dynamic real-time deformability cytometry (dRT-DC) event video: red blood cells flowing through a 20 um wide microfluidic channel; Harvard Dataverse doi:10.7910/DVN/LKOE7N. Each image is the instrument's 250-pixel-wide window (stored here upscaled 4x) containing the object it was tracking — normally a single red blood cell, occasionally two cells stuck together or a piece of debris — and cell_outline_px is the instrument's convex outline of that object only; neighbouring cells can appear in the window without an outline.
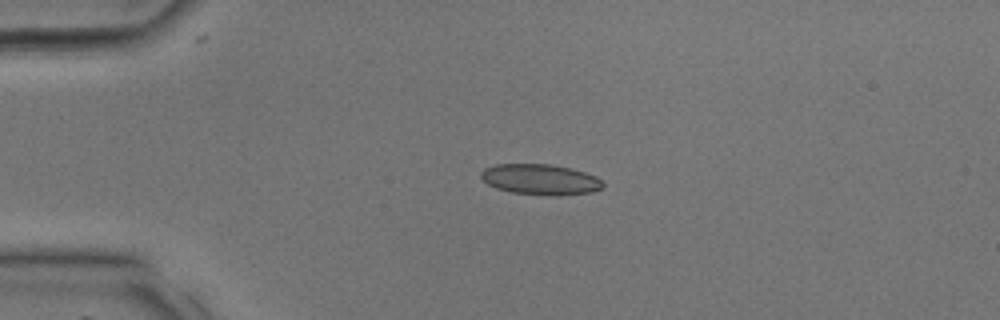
{"species": "common noctule bat (a hibernating species)", "species_latin": "Nyctalus noctula", "temperature_condition": "room temperature", "stored_images_in_passage": 29, "camera_frame_rate_fps": 3000, "um_per_image_px": 0.085, "animal": {"sex": "male", "body_mass_g": 17.9, "forearm_length_mm": 54.2}, "frame": {"image": 1, "passage_image": 1, "time_ms": 0.0, "image_size_px": [1000, 320], "cell_outline_px": [[604, 188], [592, 192], [556, 196], [548, 196], [512, 192], [496, 188], [488, 184], [480, 176], [480, 172], [484, 168], [496, 164], [552, 164], [572, 168], [596, 176], [604, 184]], "centroid_in_image_um": [45.95, 15.25], "position_along_channel_um": 39.1, "area_um2": 21.96}}
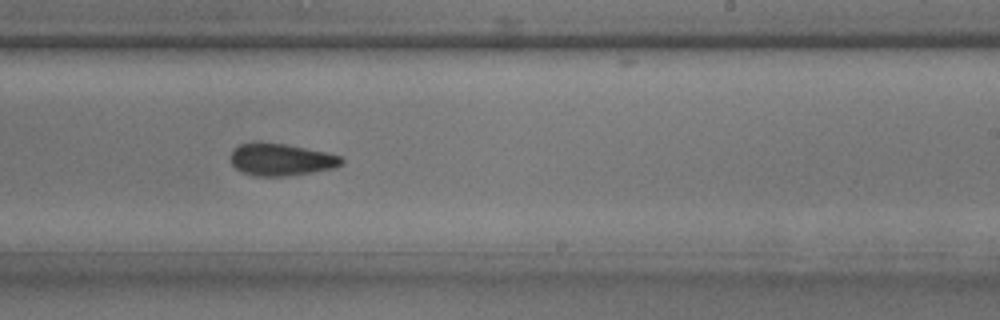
{"frame": {"image": 2, "passage_image": 15, "time_ms": 4.667, "image_size_px": [1000, 320], "cell_outline_px": [[344, 164], [336, 168], [288, 176], [256, 176], [244, 172], [236, 168], [232, 164], [232, 152], [240, 144], [260, 140], [284, 144], [324, 152], [340, 156], [344, 160]], "centroid_in_image_um": [23.91, 13.55], "position_along_channel_um": 265.1, "area_um2": 20.81}}
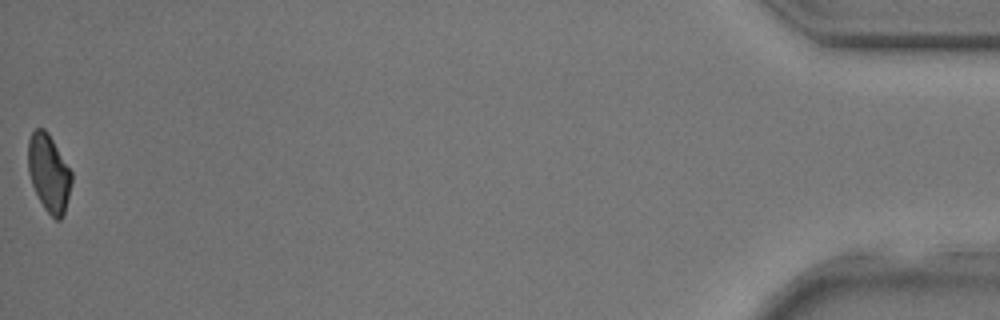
{"frame": {"image": 3, "passage_image": 29, "time_ms": 9.333, "image_size_px": [1000, 320], "cell_outline_px": [[72, 180], [64, 212], [60, 220], [56, 220], [44, 208], [32, 184], [28, 172], [28, 140], [32, 132], [36, 128], [44, 128], [48, 132], [72, 172]], "centroid_in_image_um": [4.14, 14.68], "position_along_channel_um": 431.1, "area_um2": 19.42}}